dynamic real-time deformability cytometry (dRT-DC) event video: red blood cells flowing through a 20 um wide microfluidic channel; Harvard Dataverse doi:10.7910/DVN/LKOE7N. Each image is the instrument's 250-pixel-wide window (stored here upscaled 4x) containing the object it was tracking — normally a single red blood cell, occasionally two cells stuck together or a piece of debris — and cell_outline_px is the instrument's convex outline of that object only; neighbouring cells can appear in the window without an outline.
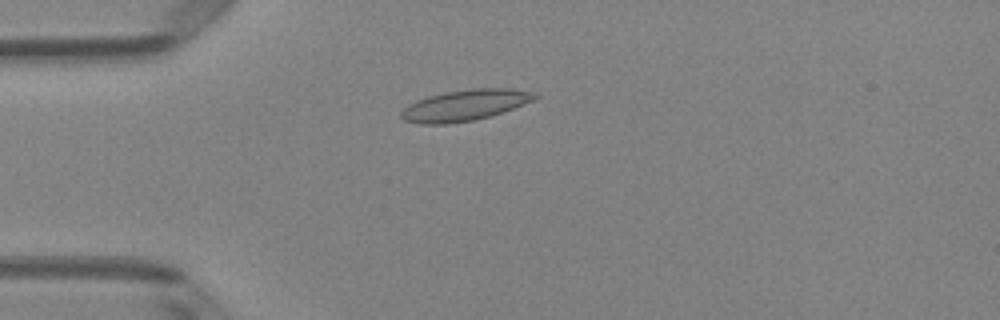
{"species": "Egyptian fruit bat (a non-hibernating species)", "species_latin": "Rousettus aegyptiacus", "temperature_condition": "room temperature", "stored_images_in_passage": 4, "camera_frame_rate_fps": 3000, "um_per_image_px": 0.085, "animal": {"sex": "female"}, "frame": {"image": 1, "passage_image": 4, "time_ms": 1.0, "image_size_px": [1000, 320], "cell_outline_px": [[540, 96], [532, 100], [512, 108], [488, 116], [472, 120], [448, 124], [420, 124], [404, 120], [400, 116], [400, 112], [408, 104], [416, 100], [428, 96], [444, 92], [472, 88], [512, 88], [536, 92]], "centroid_in_image_um": [39.48, 8.93], "position_along_channel_um": 45.5, "area_um2": 24.04}}